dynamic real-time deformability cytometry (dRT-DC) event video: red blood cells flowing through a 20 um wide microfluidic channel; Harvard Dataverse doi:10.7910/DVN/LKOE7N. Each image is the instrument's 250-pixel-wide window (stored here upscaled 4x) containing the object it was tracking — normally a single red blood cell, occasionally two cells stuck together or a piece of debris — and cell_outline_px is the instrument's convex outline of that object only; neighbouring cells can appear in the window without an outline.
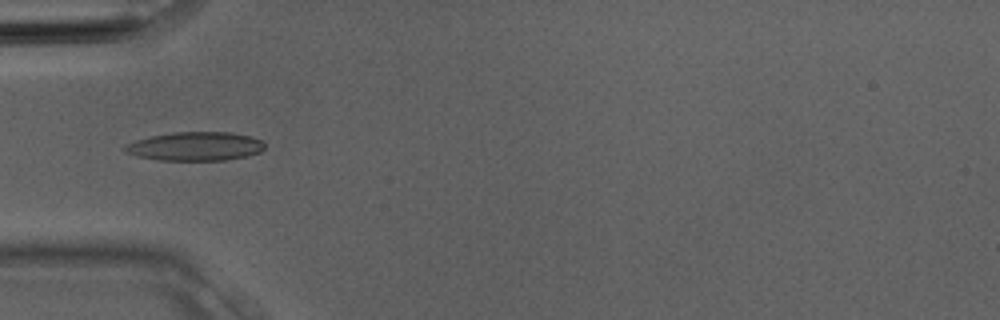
{"species": "Egyptian fruit bat (a non-hibernating species)", "species_latin": "Rousettus aegyptiacus", "temperature_condition": "room temperature", "stored_images_in_passage": 3, "camera_frame_rate_fps": 3000, "um_per_image_px": 0.085, "animal": {"sex": "male"}, "frame": {"image": 1, "passage_image": 3, "time_ms": 0.667, "image_size_px": [1000, 320], "cell_outline_px": [[264, 148], [260, 152], [248, 156], [228, 160], [156, 160], [136, 156], [120, 148], [124, 144], [136, 140], [152, 136], [172, 132], [232, 132], [252, 136], [260, 140], [264, 144]], "centroid_in_image_um": [16.59, 12.44], "position_along_channel_um": 68.4, "area_um2": 23.64}}